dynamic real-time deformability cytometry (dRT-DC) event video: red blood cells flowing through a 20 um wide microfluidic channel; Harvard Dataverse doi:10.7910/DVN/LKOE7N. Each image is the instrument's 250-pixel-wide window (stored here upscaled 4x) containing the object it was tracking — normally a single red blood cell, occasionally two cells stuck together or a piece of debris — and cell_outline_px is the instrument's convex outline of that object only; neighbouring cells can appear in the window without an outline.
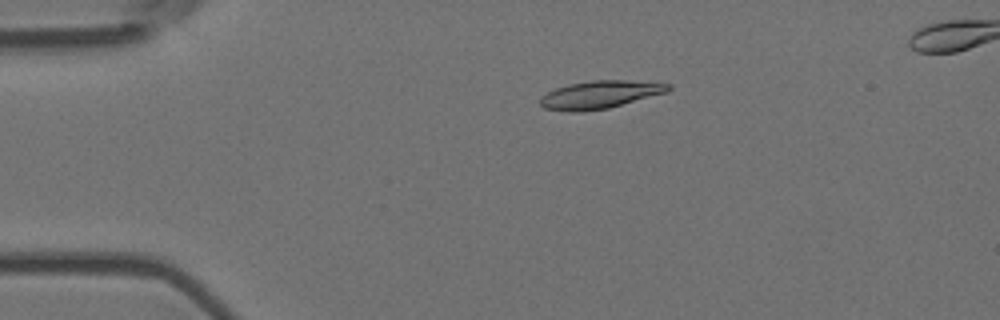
{"species": "Egyptian fruit bat (a non-hibernating species)", "species_latin": "Rousettus aegyptiacus", "temperature_condition": "room temperature", "stored_images_in_passage": 6, "camera_frame_rate_fps": 3000, "um_per_image_px": 0.085, "animal": {"sex": "female"}, "frame": {"image": 1, "passage_image": 4, "time_ms": 1.0, "image_size_px": [1000, 320], "cell_outline_px": [[672, 88], [668, 92], [608, 108], [580, 112], [568, 112], [544, 108], [540, 104], [540, 96], [556, 88], [568, 84], [592, 80], [624, 80], [672, 84]], "centroid_in_image_um": [50.99, 8.04], "position_along_channel_um": 34.0, "area_um2": 20.81}}